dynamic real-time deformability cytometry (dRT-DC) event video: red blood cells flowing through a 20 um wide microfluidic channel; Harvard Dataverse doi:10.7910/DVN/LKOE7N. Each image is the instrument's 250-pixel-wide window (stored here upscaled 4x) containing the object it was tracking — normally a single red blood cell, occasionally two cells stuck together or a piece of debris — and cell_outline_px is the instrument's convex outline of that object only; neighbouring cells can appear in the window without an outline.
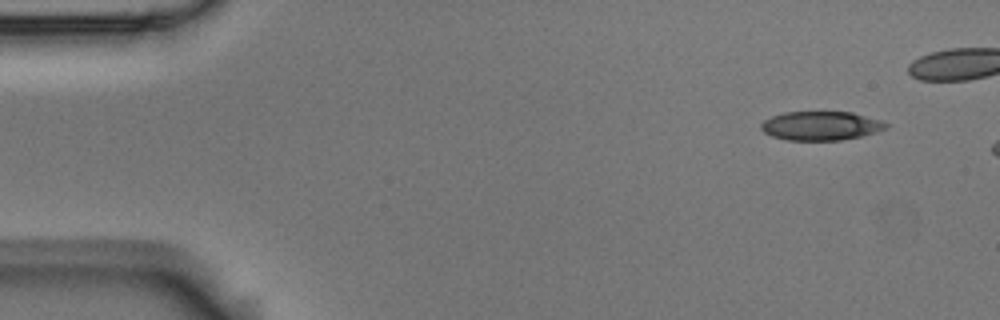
{"species": "Egyptian fruit bat (a non-hibernating species)", "species_latin": "Rousettus aegyptiacus", "temperature_condition": "room temperature", "stored_images_in_passage": 3, "camera_frame_rate_fps": 3000, "um_per_image_px": 0.085, "animal": {"sex": "male"}, "frame": {"image": 1, "passage_image": 1, "time_ms": 0.0, "image_size_px": [1000, 320], "cell_outline_px": [[888, 128], [876, 132], [860, 136], [840, 140], [788, 140], [772, 136], [764, 132], [760, 128], [760, 124], [764, 120], [772, 116], [784, 112], [852, 112], [880, 120], [888, 124]], "centroid_in_image_um": [69.76, 10.69], "position_along_channel_um": 15.2, "area_um2": 20.98}}